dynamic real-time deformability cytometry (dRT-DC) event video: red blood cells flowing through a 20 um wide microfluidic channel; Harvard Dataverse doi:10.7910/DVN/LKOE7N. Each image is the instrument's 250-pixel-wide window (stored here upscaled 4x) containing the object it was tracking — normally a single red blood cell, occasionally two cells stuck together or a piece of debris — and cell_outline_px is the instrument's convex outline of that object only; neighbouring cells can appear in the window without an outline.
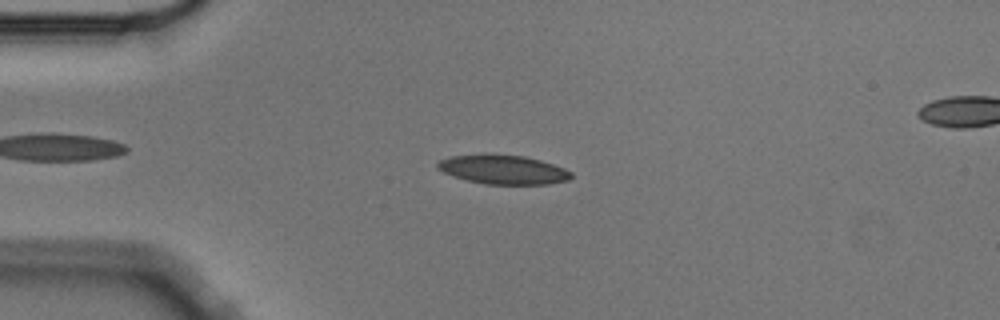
{"species": "Egyptian fruit bat (a non-hibernating species)", "species_latin": "Rousettus aegyptiacus", "temperature_condition": "cold", "stored_images_in_passage": 5, "camera_frame_rate_fps": 3000, "um_per_image_px": 0.085, "animal": {"sex": "male"}, "frame": {"image": 1, "passage_image": 4, "time_ms": 1.0, "image_size_px": [1000, 320], "cell_outline_px": [[572, 176], [568, 180], [548, 184], [484, 184], [452, 176], [436, 168], [436, 164], [440, 160], [452, 156], [484, 152], [488, 152], [524, 156], [540, 160], [564, 168], [572, 172]], "centroid_in_image_um": [42.73, 14.38], "position_along_channel_um": 42.3, "area_um2": 23.06}}